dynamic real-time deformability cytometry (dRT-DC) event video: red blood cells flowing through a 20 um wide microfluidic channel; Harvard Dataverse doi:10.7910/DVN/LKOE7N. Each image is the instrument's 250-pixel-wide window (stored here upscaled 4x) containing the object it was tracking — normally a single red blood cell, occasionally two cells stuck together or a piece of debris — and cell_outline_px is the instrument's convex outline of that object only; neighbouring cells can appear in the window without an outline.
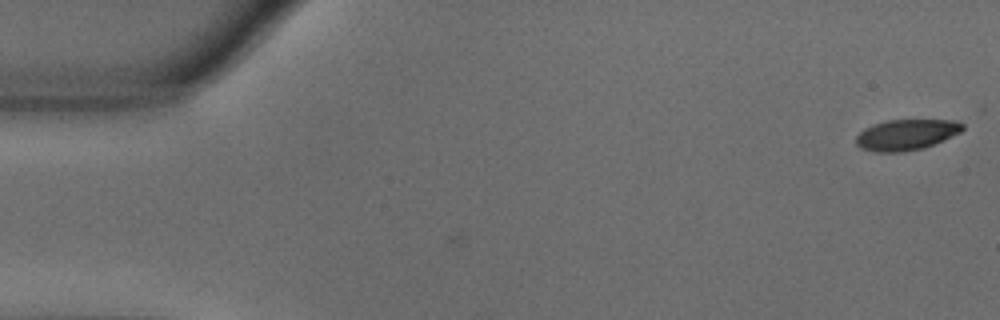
{"species": "common noctule bat (a hibernating species)", "species_latin": "Nyctalus noctula", "temperature_condition": "warm", "stored_images_in_passage": 9, "camera_frame_rate_fps": 3000, "um_per_image_px": 0.085, "animal": {"sex": "male", "body_mass_g": 18.8}, "frame": {"image": 1, "passage_image": 1, "time_ms": 0.0, "image_size_px": [1000, 320], "cell_outline_px": [[964, 128], [960, 132], [944, 140], [924, 148], [900, 152], [872, 152], [860, 148], [856, 144], [856, 136], [864, 128], [872, 124], [888, 120], [956, 120], [964, 124]], "centroid_in_image_um": [77.02, 11.45], "position_along_channel_um": 8.0, "area_um2": 19.25}}